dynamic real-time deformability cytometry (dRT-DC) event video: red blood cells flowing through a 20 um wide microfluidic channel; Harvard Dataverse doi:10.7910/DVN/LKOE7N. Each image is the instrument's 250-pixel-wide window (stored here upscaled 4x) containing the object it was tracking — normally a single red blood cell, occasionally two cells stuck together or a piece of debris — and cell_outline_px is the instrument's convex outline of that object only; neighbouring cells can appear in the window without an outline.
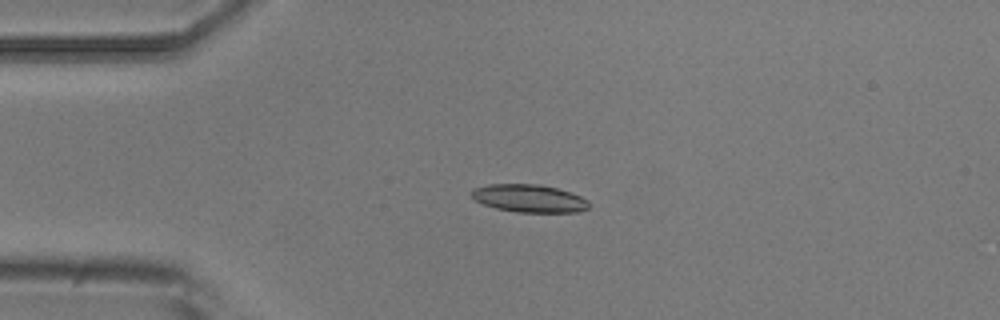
{"species": "common noctule bat (a hibernating species)", "species_latin": "Nyctalus noctula", "temperature_condition": "room temperature", "stored_images_in_passage": 6, "camera_frame_rate_fps": 3000, "um_per_image_px": 0.085, "animal": {"sex": "male", "body_mass_g": 20.5, "forearm_length_mm": 52.5}, "frame": {"image": 1, "passage_image": 4, "time_ms": 3.667, "image_size_px": [1000, 320], "cell_outline_px": [[588, 208], [580, 212], [516, 212], [496, 208], [484, 204], [476, 200], [468, 192], [476, 188], [488, 184], [540, 184], [572, 192], [588, 200]], "centroid_in_image_um": [44.99, 16.86], "position_along_channel_um": 40.0, "area_um2": 19.02}}
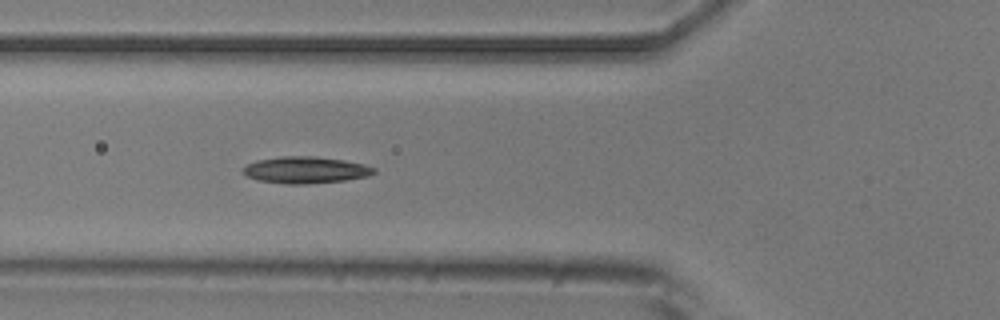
{"frame": {"image": 2, "passage_image": 6, "time_ms": 6.0, "image_size_px": [1000, 320], "cell_outline_px": [[376, 172], [368, 176], [344, 180], [304, 184], [284, 184], [260, 180], [244, 176], [240, 172], [248, 164], [256, 160], [280, 156], [312, 156], [344, 160], [364, 164], [376, 168]], "centroid_in_image_um": [25.95, 14.44], "position_along_channel_um": 99.9, "area_um2": 20.4}}